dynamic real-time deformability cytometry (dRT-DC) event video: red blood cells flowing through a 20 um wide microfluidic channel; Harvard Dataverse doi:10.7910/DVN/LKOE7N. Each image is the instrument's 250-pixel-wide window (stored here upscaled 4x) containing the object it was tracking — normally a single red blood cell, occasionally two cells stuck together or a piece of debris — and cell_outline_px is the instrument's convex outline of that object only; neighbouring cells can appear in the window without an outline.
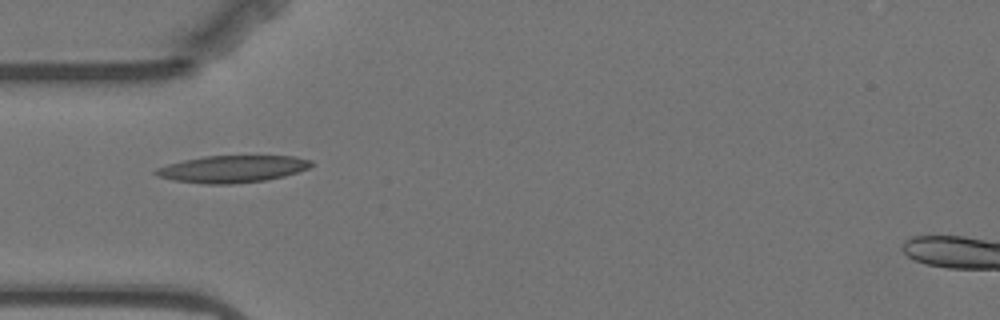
{"species": "Egyptian fruit bat (a non-hibernating species)", "species_latin": "Rousettus aegyptiacus", "temperature_condition": "warm", "stored_images_in_passage": 35, "camera_frame_rate_fps": 3000, "um_per_image_px": 0.085, "animal": {"sex": "female"}, "frame": {"image": 1, "passage_image": 1, "time_ms": 0.0, "image_size_px": [1000, 320], "cell_outline_px": [[312, 164], [308, 168], [284, 176], [264, 180], [232, 184], [204, 184], [172, 180], [156, 176], [152, 172], [156, 168], [168, 164], [184, 160], [204, 156], [296, 156], [312, 160]], "centroid_in_image_um": [19.71, 14.36], "position_along_channel_um": 65.3, "area_um2": 24.51}}
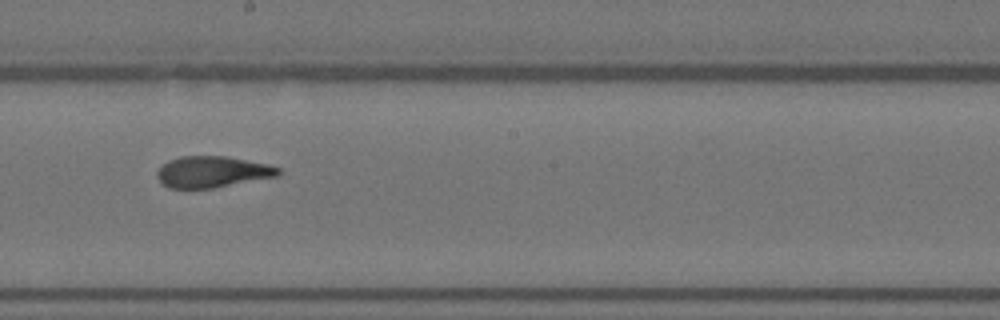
{"frame": {"image": 2, "passage_image": 15, "time_ms": 4.667, "image_size_px": [1000, 320], "cell_outline_px": [[280, 172], [276, 176], [212, 188], [168, 188], [156, 176], [156, 172], [168, 160], [180, 156], [228, 156], [268, 164], [280, 168]], "centroid_in_image_um": [18.03, 14.59], "position_along_channel_um": 230.2, "area_um2": 21.91}}
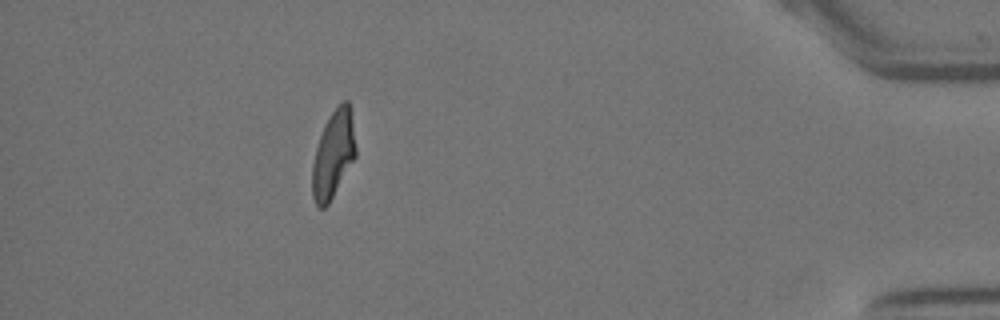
{"frame": {"image": 3, "passage_image": 35, "time_ms": 11.333, "image_size_px": [1000, 320], "cell_outline_px": [[356, 156], [328, 204], [324, 208], [320, 208], [316, 204], [312, 196], [312, 164], [316, 148], [324, 124], [332, 112], [344, 100], [348, 100], [356, 148]], "centroid_in_image_um": [28.31, 13.15], "position_along_channel_um": 406.9, "area_um2": 21.68}, "authors_computed_cell_mechanics": {"area_um2": 22.4264, "velocity_mm_per_s": 3.51, "shape_relaxation_time_tau1_ms": 6.0794, "shape_relaxation_time_tau2_ms": 2.303, "deformation_change_tau1": 0.2057, "deformation_change_tau2": 0.0943}}